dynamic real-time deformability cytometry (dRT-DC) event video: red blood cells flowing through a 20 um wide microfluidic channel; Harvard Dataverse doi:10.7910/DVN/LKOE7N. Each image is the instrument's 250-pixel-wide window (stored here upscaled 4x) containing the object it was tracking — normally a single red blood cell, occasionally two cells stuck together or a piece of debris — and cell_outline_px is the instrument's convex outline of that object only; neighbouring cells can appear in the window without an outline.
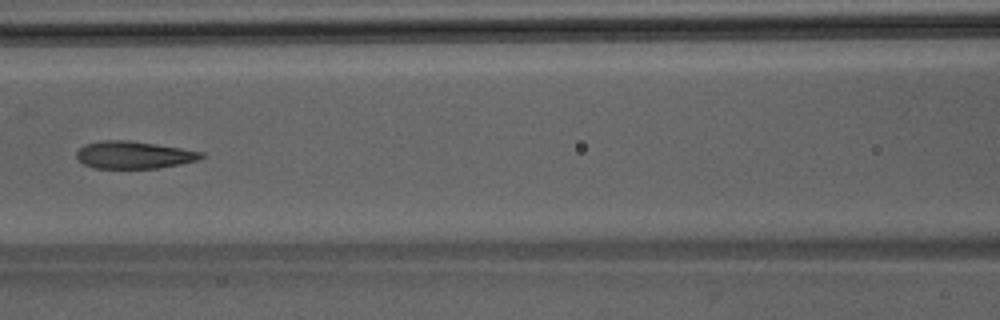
{"species": "Egyptian fruit bat (a non-hibernating species)", "species_latin": "Rousettus aegyptiacus", "temperature_condition": "room temperature", "stored_images_in_passage": 45, "camera_frame_rate_fps": 3000, "um_per_image_px": 0.085, "animal": {"sex": "male"}, "frame": {"image": 1, "passage_image": 19, "time_ms": 6.0, "image_size_px": [1000, 320], "cell_outline_px": [[204, 156], [196, 160], [180, 164], [160, 168], [92, 168], [84, 164], [76, 156], [76, 152], [84, 144], [100, 140], [128, 140], [156, 144], [204, 152]], "centroid_in_image_um": [11.35, 13.16], "position_along_channel_um": 155.3, "area_um2": 19.88}}
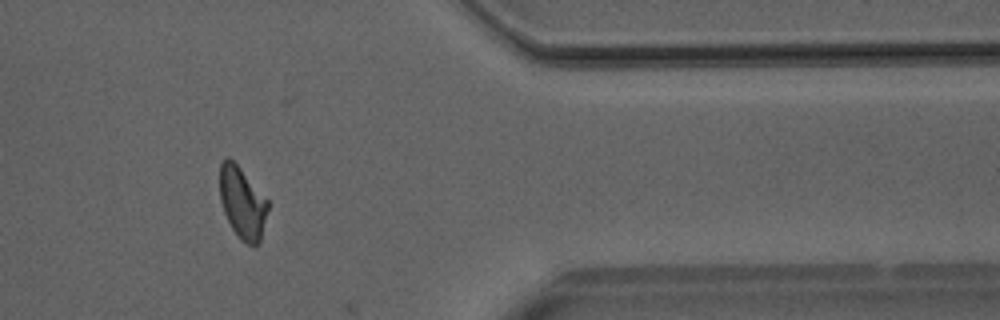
{"frame": {"image": 2, "passage_image": 37, "time_ms": 12.0, "image_size_px": [1000, 320], "cell_outline_px": [[268, 208], [260, 240], [256, 244], [248, 244], [240, 240], [232, 228], [224, 212], [220, 200], [220, 164], [228, 156], [240, 168], [268, 200]], "centroid_in_image_um": [20.59, 17.23], "position_along_channel_um": 390.8, "area_um2": 19.71}}
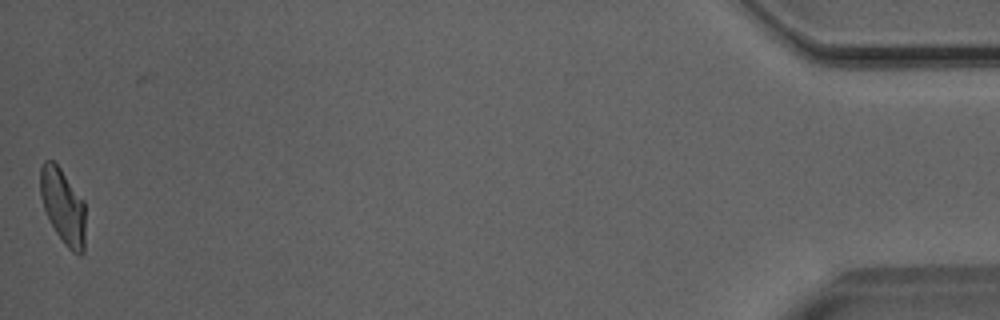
{"frame": {"image": 3, "passage_image": 45, "time_ms": 14.667, "image_size_px": [1000, 320], "cell_outline_px": [[84, 252], [80, 256], [72, 252], [64, 244], [56, 232], [44, 208], [40, 196], [40, 168], [44, 160], [52, 160], [60, 168], [84, 200]], "centroid_in_image_um": [5.35, 17.53], "position_along_channel_um": 429.8, "area_um2": 19.65}}